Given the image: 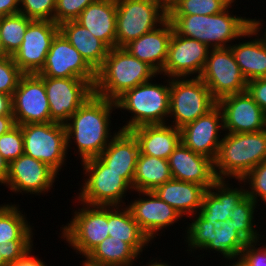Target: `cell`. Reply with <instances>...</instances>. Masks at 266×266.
<instances>
[{"mask_svg": "<svg viewBox=\"0 0 266 266\" xmlns=\"http://www.w3.org/2000/svg\"><path fill=\"white\" fill-rule=\"evenodd\" d=\"M115 109V101L91 95L64 124L67 149H71L74 142L81 161L98 157L120 131L113 132L112 136L109 128Z\"/></svg>", "mask_w": 266, "mask_h": 266, "instance_id": "cell-1", "label": "cell"}, {"mask_svg": "<svg viewBox=\"0 0 266 266\" xmlns=\"http://www.w3.org/2000/svg\"><path fill=\"white\" fill-rule=\"evenodd\" d=\"M234 2L235 0L219 14L167 15V19L178 35L198 40L209 48L230 47L235 39L252 37L251 18H243L230 12L229 8L234 6Z\"/></svg>", "mask_w": 266, "mask_h": 266, "instance_id": "cell-2", "label": "cell"}, {"mask_svg": "<svg viewBox=\"0 0 266 266\" xmlns=\"http://www.w3.org/2000/svg\"><path fill=\"white\" fill-rule=\"evenodd\" d=\"M147 63L132 56L125 48L114 47L96 72L94 94L115 101L125 91L158 77Z\"/></svg>", "mask_w": 266, "mask_h": 266, "instance_id": "cell-3", "label": "cell"}, {"mask_svg": "<svg viewBox=\"0 0 266 266\" xmlns=\"http://www.w3.org/2000/svg\"><path fill=\"white\" fill-rule=\"evenodd\" d=\"M224 133L214 161L216 178L242 180L266 160V129L254 133Z\"/></svg>", "mask_w": 266, "mask_h": 266, "instance_id": "cell-4", "label": "cell"}, {"mask_svg": "<svg viewBox=\"0 0 266 266\" xmlns=\"http://www.w3.org/2000/svg\"><path fill=\"white\" fill-rule=\"evenodd\" d=\"M157 84L152 80L125 91L116 100V109L127 110L131 117L122 131L142 125L166 124L170 112V78Z\"/></svg>", "mask_w": 266, "mask_h": 266, "instance_id": "cell-5", "label": "cell"}, {"mask_svg": "<svg viewBox=\"0 0 266 266\" xmlns=\"http://www.w3.org/2000/svg\"><path fill=\"white\" fill-rule=\"evenodd\" d=\"M81 162L83 172L85 171L83 174L87 178L81 185L78 197L76 196L78 203L102 206H122L123 204L126 206L123 200L127 192H133V188L121 177V173L108 168L98 157Z\"/></svg>", "mask_w": 266, "mask_h": 266, "instance_id": "cell-6", "label": "cell"}, {"mask_svg": "<svg viewBox=\"0 0 266 266\" xmlns=\"http://www.w3.org/2000/svg\"><path fill=\"white\" fill-rule=\"evenodd\" d=\"M217 105L206 84L199 77L170 78V125L181 129L207 114Z\"/></svg>", "mask_w": 266, "mask_h": 266, "instance_id": "cell-7", "label": "cell"}, {"mask_svg": "<svg viewBox=\"0 0 266 266\" xmlns=\"http://www.w3.org/2000/svg\"><path fill=\"white\" fill-rule=\"evenodd\" d=\"M116 47L124 48L131 41L160 26L167 19V10L154 0H116Z\"/></svg>", "mask_w": 266, "mask_h": 266, "instance_id": "cell-8", "label": "cell"}, {"mask_svg": "<svg viewBox=\"0 0 266 266\" xmlns=\"http://www.w3.org/2000/svg\"><path fill=\"white\" fill-rule=\"evenodd\" d=\"M75 210L70 222L62 225L61 236L78 255L86 257L109 237L108 206L88 205ZM64 226V227H63Z\"/></svg>", "mask_w": 266, "mask_h": 266, "instance_id": "cell-9", "label": "cell"}, {"mask_svg": "<svg viewBox=\"0 0 266 266\" xmlns=\"http://www.w3.org/2000/svg\"><path fill=\"white\" fill-rule=\"evenodd\" d=\"M24 140V154L42 161L58 175L67 160L64 124L57 122L19 125Z\"/></svg>", "mask_w": 266, "mask_h": 266, "instance_id": "cell-10", "label": "cell"}, {"mask_svg": "<svg viewBox=\"0 0 266 266\" xmlns=\"http://www.w3.org/2000/svg\"><path fill=\"white\" fill-rule=\"evenodd\" d=\"M199 78L206 84L217 102L225 96L245 92L247 87V80L230 47L210 48Z\"/></svg>", "mask_w": 266, "mask_h": 266, "instance_id": "cell-11", "label": "cell"}, {"mask_svg": "<svg viewBox=\"0 0 266 266\" xmlns=\"http://www.w3.org/2000/svg\"><path fill=\"white\" fill-rule=\"evenodd\" d=\"M41 77L49 102L51 122L65 124L70 116L94 94V87L87 80Z\"/></svg>", "mask_w": 266, "mask_h": 266, "instance_id": "cell-12", "label": "cell"}, {"mask_svg": "<svg viewBox=\"0 0 266 266\" xmlns=\"http://www.w3.org/2000/svg\"><path fill=\"white\" fill-rule=\"evenodd\" d=\"M12 106L16 125L51 122L45 85L39 74L21 76L12 96Z\"/></svg>", "mask_w": 266, "mask_h": 266, "instance_id": "cell-13", "label": "cell"}, {"mask_svg": "<svg viewBox=\"0 0 266 266\" xmlns=\"http://www.w3.org/2000/svg\"><path fill=\"white\" fill-rule=\"evenodd\" d=\"M209 50L206 44L173 31L168 45L167 59L160 75L168 78L200 77Z\"/></svg>", "mask_w": 266, "mask_h": 266, "instance_id": "cell-14", "label": "cell"}, {"mask_svg": "<svg viewBox=\"0 0 266 266\" xmlns=\"http://www.w3.org/2000/svg\"><path fill=\"white\" fill-rule=\"evenodd\" d=\"M58 33L59 25L53 21L33 20L28 25L20 48L12 56L24 74H37L43 68L52 41Z\"/></svg>", "mask_w": 266, "mask_h": 266, "instance_id": "cell-15", "label": "cell"}, {"mask_svg": "<svg viewBox=\"0 0 266 266\" xmlns=\"http://www.w3.org/2000/svg\"><path fill=\"white\" fill-rule=\"evenodd\" d=\"M37 74L52 78H80L93 87L96 82V72L60 32L53 39L45 64Z\"/></svg>", "mask_w": 266, "mask_h": 266, "instance_id": "cell-16", "label": "cell"}, {"mask_svg": "<svg viewBox=\"0 0 266 266\" xmlns=\"http://www.w3.org/2000/svg\"><path fill=\"white\" fill-rule=\"evenodd\" d=\"M57 175L42 161L22 154L9 163V172L4 185L16 194L20 192L22 195L23 193L45 195L53 188Z\"/></svg>", "mask_w": 266, "mask_h": 266, "instance_id": "cell-17", "label": "cell"}, {"mask_svg": "<svg viewBox=\"0 0 266 266\" xmlns=\"http://www.w3.org/2000/svg\"><path fill=\"white\" fill-rule=\"evenodd\" d=\"M217 105L222 110L227 133H254L266 129V113L247 91L225 96Z\"/></svg>", "mask_w": 266, "mask_h": 266, "instance_id": "cell-18", "label": "cell"}, {"mask_svg": "<svg viewBox=\"0 0 266 266\" xmlns=\"http://www.w3.org/2000/svg\"><path fill=\"white\" fill-rule=\"evenodd\" d=\"M223 129V113L216 105L207 114L180 129L181 142L193 152L215 161L222 141L220 131H224Z\"/></svg>", "mask_w": 266, "mask_h": 266, "instance_id": "cell-19", "label": "cell"}, {"mask_svg": "<svg viewBox=\"0 0 266 266\" xmlns=\"http://www.w3.org/2000/svg\"><path fill=\"white\" fill-rule=\"evenodd\" d=\"M138 193L139 198L133 199L127 207L140 229L151 241L160 236L158 232L182 219L173 207L161 200L153 191Z\"/></svg>", "mask_w": 266, "mask_h": 266, "instance_id": "cell-20", "label": "cell"}, {"mask_svg": "<svg viewBox=\"0 0 266 266\" xmlns=\"http://www.w3.org/2000/svg\"><path fill=\"white\" fill-rule=\"evenodd\" d=\"M172 179L196 183L207 190L218 180L214 171V161L193 152L182 142L168 158Z\"/></svg>", "mask_w": 266, "mask_h": 266, "instance_id": "cell-21", "label": "cell"}, {"mask_svg": "<svg viewBox=\"0 0 266 266\" xmlns=\"http://www.w3.org/2000/svg\"><path fill=\"white\" fill-rule=\"evenodd\" d=\"M228 182L218 179L204 193L202 206L198 212L204 220L214 225V229H221L223 222L233 214V209L247 197L245 183L240 188H234L233 184Z\"/></svg>", "mask_w": 266, "mask_h": 266, "instance_id": "cell-22", "label": "cell"}, {"mask_svg": "<svg viewBox=\"0 0 266 266\" xmlns=\"http://www.w3.org/2000/svg\"><path fill=\"white\" fill-rule=\"evenodd\" d=\"M173 31L172 23L166 19L156 29L131 41L124 48L160 74L167 59L168 45Z\"/></svg>", "mask_w": 266, "mask_h": 266, "instance_id": "cell-23", "label": "cell"}, {"mask_svg": "<svg viewBox=\"0 0 266 266\" xmlns=\"http://www.w3.org/2000/svg\"><path fill=\"white\" fill-rule=\"evenodd\" d=\"M139 144L130 131L120 130L98 158L111 170L121 173L133 188Z\"/></svg>", "mask_w": 266, "mask_h": 266, "instance_id": "cell-24", "label": "cell"}, {"mask_svg": "<svg viewBox=\"0 0 266 266\" xmlns=\"http://www.w3.org/2000/svg\"><path fill=\"white\" fill-rule=\"evenodd\" d=\"M130 132L137 139L141 154L168 160L181 142V132L170 123L142 125Z\"/></svg>", "mask_w": 266, "mask_h": 266, "instance_id": "cell-25", "label": "cell"}, {"mask_svg": "<svg viewBox=\"0 0 266 266\" xmlns=\"http://www.w3.org/2000/svg\"><path fill=\"white\" fill-rule=\"evenodd\" d=\"M116 13V0H96L75 21L111 49L116 47Z\"/></svg>", "mask_w": 266, "mask_h": 266, "instance_id": "cell-26", "label": "cell"}, {"mask_svg": "<svg viewBox=\"0 0 266 266\" xmlns=\"http://www.w3.org/2000/svg\"><path fill=\"white\" fill-rule=\"evenodd\" d=\"M207 189L196 183L171 179L158 186L153 192L168 205L173 207L181 217L198 213L204 193Z\"/></svg>", "mask_w": 266, "mask_h": 266, "instance_id": "cell-27", "label": "cell"}, {"mask_svg": "<svg viewBox=\"0 0 266 266\" xmlns=\"http://www.w3.org/2000/svg\"><path fill=\"white\" fill-rule=\"evenodd\" d=\"M59 32L95 72L101 68L110 49L102 40L76 21L63 22L59 25Z\"/></svg>", "mask_w": 266, "mask_h": 266, "instance_id": "cell-28", "label": "cell"}, {"mask_svg": "<svg viewBox=\"0 0 266 266\" xmlns=\"http://www.w3.org/2000/svg\"><path fill=\"white\" fill-rule=\"evenodd\" d=\"M108 225L109 236L128 243L139 255L151 242L127 206H108Z\"/></svg>", "mask_w": 266, "mask_h": 266, "instance_id": "cell-29", "label": "cell"}, {"mask_svg": "<svg viewBox=\"0 0 266 266\" xmlns=\"http://www.w3.org/2000/svg\"><path fill=\"white\" fill-rule=\"evenodd\" d=\"M252 36L246 42L232 44L230 49L240 70L247 81L266 77V46L257 33L252 30ZM252 39V40H251Z\"/></svg>", "mask_w": 266, "mask_h": 266, "instance_id": "cell-30", "label": "cell"}, {"mask_svg": "<svg viewBox=\"0 0 266 266\" xmlns=\"http://www.w3.org/2000/svg\"><path fill=\"white\" fill-rule=\"evenodd\" d=\"M171 179L168 160L139 152L133 179V192L154 191Z\"/></svg>", "mask_w": 266, "mask_h": 266, "instance_id": "cell-31", "label": "cell"}, {"mask_svg": "<svg viewBox=\"0 0 266 266\" xmlns=\"http://www.w3.org/2000/svg\"><path fill=\"white\" fill-rule=\"evenodd\" d=\"M140 255L126 242L107 237L84 259L94 266H132Z\"/></svg>", "mask_w": 266, "mask_h": 266, "instance_id": "cell-32", "label": "cell"}, {"mask_svg": "<svg viewBox=\"0 0 266 266\" xmlns=\"http://www.w3.org/2000/svg\"><path fill=\"white\" fill-rule=\"evenodd\" d=\"M4 204V205H3ZM0 205V244L11 240H33V226L28 223L19 205Z\"/></svg>", "mask_w": 266, "mask_h": 266, "instance_id": "cell-33", "label": "cell"}, {"mask_svg": "<svg viewBox=\"0 0 266 266\" xmlns=\"http://www.w3.org/2000/svg\"><path fill=\"white\" fill-rule=\"evenodd\" d=\"M245 240L230 224V220H226L222 224L221 229H215L210 241L203 249L220 253L222 257L227 259L229 263L232 260H237L242 249L246 246Z\"/></svg>", "mask_w": 266, "mask_h": 266, "instance_id": "cell-34", "label": "cell"}, {"mask_svg": "<svg viewBox=\"0 0 266 266\" xmlns=\"http://www.w3.org/2000/svg\"><path fill=\"white\" fill-rule=\"evenodd\" d=\"M24 14L17 13L0 18V36L5 52L9 56L20 48L28 25L32 22Z\"/></svg>", "mask_w": 266, "mask_h": 266, "instance_id": "cell-35", "label": "cell"}, {"mask_svg": "<svg viewBox=\"0 0 266 266\" xmlns=\"http://www.w3.org/2000/svg\"><path fill=\"white\" fill-rule=\"evenodd\" d=\"M256 208V202L251 198L246 197L233 209V214L229 215L230 224L248 242L257 240L262 241L261 239L264 237V234L262 236L259 234L258 229H255L257 227L254 219Z\"/></svg>", "mask_w": 266, "mask_h": 266, "instance_id": "cell-36", "label": "cell"}, {"mask_svg": "<svg viewBox=\"0 0 266 266\" xmlns=\"http://www.w3.org/2000/svg\"><path fill=\"white\" fill-rule=\"evenodd\" d=\"M234 0H176L167 15H213L225 10Z\"/></svg>", "mask_w": 266, "mask_h": 266, "instance_id": "cell-37", "label": "cell"}, {"mask_svg": "<svg viewBox=\"0 0 266 266\" xmlns=\"http://www.w3.org/2000/svg\"><path fill=\"white\" fill-rule=\"evenodd\" d=\"M195 217V218H194ZM192 223L187 224L185 232V242L190 248L187 251L193 253L195 250H203V248L212 241V235L214 232V225L209 221L204 220L198 213L192 215Z\"/></svg>", "mask_w": 266, "mask_h": 266, "instance_id": "cell-38", "label": "cell"}, {"mask_svg": "<svg viewBox=\"0 0 266 266\" xmlns=\"http://www.w3.org/2000/svg\"><path fill=\"white\" fill-rule=\"evenodd\" d=\"M238 183H245L248 186L247 197L258 206V201L262 200L266 206V160L255 166L242 180H238Z\"/></svg>", "mask_w": 266, "mask_h": 266, "instance_id": "cell-39", "label": "cell"}, {"mask_svg": "<svg viewBox=\"0 0 266 266\" xmlns=\"http://www.w3.org/2000/svg\"><path fill=\"white\" fill-rule=\"evenodd\" d=\"M56 0H19V13L31 20L53 21Z\"/></svg>", "mask_w": 266, "mask_h": 266, "instance_id": "cell-40", "label": "cell"}, {"mask_svg": "<svg viewBox=\"0 0 266 266\" xmlns=\"http://www.w3.org/2000/svg\"><path fill=\"white\" fill-rule=\"evenodd\" d=\"M0 154L10 163L24 154V140L19 125L0 136Z\"/></svg>", "mask_w": 266, "mask_h": 266, "instance_id": "cell-41", "label": "cell"}, {"mask_svg": "<svg viewBox=\"0 0 266 266\" xmlns=\"http://www.w3.org/2000/svg\"><path fill=\"white\" fill-rule=\"evenodd\" d=\"M23 74L12 56L0 58V93L13 96Z\"/></svg>", "mask_w": 266, "mask_h": 266, "instance_id": "cell-42", "label": "cell"}, {"mask_svg": "<svg viewBox=\"0 0 266 266\" xmlns=\"http://www.w3.org/2000/svg\"><path fill=\"white\" fill-rule=\"evenodd\" d=\"M96 0H56L54 22L58 25L75 21L81 12Z\"/></svg>", "mask_w": 266, "mask_h": 266, "instance_id": "cell-43", "label": "cell"}, {"mask_svg": "<svg viewBox=\"0 0 266 266\" xmlns=\"http://www.w3.org/2000/svg\"><path fill=\"white\" fill-rule=\"evenodd\" d=\"M257 241L247 242L246 246L242 249L238 261L243 266H266V246ZM256 246V247H255Z\"/></svg>", "mask_w": 266, "mask_h": 266, "instance_id": "cell-44", "label": "cell"}, {"mask_svg": "<svg viewBox=\"0 0 266 266\" xmlns=\"http://www.w3.org/2000/svg\"><path fill=\"white\" fill-rule=\"evenodd\" d=\"M33 248V240H11L0 244V253L7 263H14L21 259Z\"/></svg>", "mask_w": 266, "mask_h": 266, "instance_id": "cell-45", "label": "cell"}, {"mask_svg": "<svg viewBox=\"0 0 266 266\" xmlns=\"http://www.w3.org/2000/svg\"><path fill=\"white\" fill-rule=\"evenodd\" d=\"M246 91L266 113V77L247 81Z\"/></svg>", "mask_w": 266, "mask_h": 266, "instance_id": "cell-46", "label": "cell"}, {"mask_svg": "<svg viewBox=\"0 0 266 266\" xmlns=\"http://www.w3.org/2000/svg\"><path fill=\"white\" fill-rule=\"evenodd\" d=\"M26 253L21 259L16 260L14 263L8 264V266H47L43 260L37 258L31 251Z\"/></svg>", "mask_w": 266, "mask_h": 266, "instance_id": "cell-47", "label": "cell"}, {"mask_svg": "<svg viewBox=\"0 0 266 266\" xmlns=\"http://www.w3.org/2000/svg\"><path fill=\"white\" fill-rule=\"evenodd\" d=\"M19 13V0H0V18Z\"/></svg>", "mask_w": 266, "mask_h": 266, "instance_id": "cell-48", "label": "cell"}, {"mask_svg": "<svg viewBox=\"0 0 266 266\" xmlns=\"http://www.w3.org/2000/svg\"><path fill=\"white\" fill-rule=\"evenodd\" d=\"M13 115L12 96L0 93V116Z\"/></svg>", "mask_w": 266, "mask_h": 266, "instance_id": "cell-49", "label": "cell"}, {"mask_svg": "<svg viewBox=\"0 0 266 266\" xmlns=\"http://www.w3.org/2000/svg\"><path fill=\"white\" fill-rule=\"evenodd\" d=\"M16 126L13 115H1L0 116V136L9 132Z\"/></svg>", "mask_w": 266, "mask_h": 266, "instance_id": "cell-50", "label": "cell"}, {"mask_svg": "<svg viewBox=\"0 0 266 266\" xmlns=\"http://www.w3.org/2000/svg\"><path fill=\"white\" fill-rule=\"evenodd\" d=\"M263 19L261 20H257L256 17L254 19H251L250 20V28L257 33V35L260 36V38L262 39V41L264 42L265 46H266V28H265V31H264V34H262V36L260 35V33L263 31L261 30V28L263 27ZM261 30V31H260ZM259 33V34H258Z\"/></svg>", "mask_w": 266, "mask_h": 266, "instance_id": "cell-51", "label": "cell"}, {"mask_svg": "<svg viewBox=\"0 0 266 266\" xmlns=\"http://www.w3.org/2000/svg\"><path fill=\"white\" fill-rule=\"evenodd\" d=\"M9 172V162L0 154V185L4 184Z\"/></svg>", "mask_w": 266, "mask_h": 266, "instance_id": "cell-52", "label": "cell"}, {"mask_svg": "<svg viewBox=\"0 0 266 266\" xmlns=\"http://www.w3.org/2000/svg\"><path fill=\"white\" fill-rule=\"evenodd\" d=\"M159 2L166 10L176 1V0H154Z\"/></svg>", "mask_w": 266, "mask_h": 266, "instance_id": "cell-53", "label": "cell"}, {"mask_svg": "<svg viewBox=\"0 0 266 266\" xmlns=\"http://www.w3.org/2000/svg\"><path fill=\"white\" fill-rule=\"evenodd\" d=\"M155 259L151 260V262L149 261L148 264L146 265H143V266H171V265H168V263H165V262H158L157 258L156 260L154 261Z\"/></svg>", "mask_w": 266, "mask_h": 266, "instance_id": "cell-54", "label": "cell"}, {"mask_svg": "<svg viewBox=\"0 0 266 266\" xmlns=\"http://www.w3.org/2000/svg\"><path fill=\"white\" fill-rule=\"evenodd\" d=\"M7 56H9V55L5 52V49L2 45L1 36H0V58H4Z\"/></svg>", "mask_w": 266, "mask_h": 266, "instance_id": "cell-55", "label": "cell"}, {"mask_svg": "<svg viewBox=\"0 0 266 266\" xmlns=\"http://www.w3.org/2000/svg\"><path fill=\"white\" fill-rule=\"evenodd\" d=\"M236 260L233 261V263H230L232 265H227L225 264L226 266H243L238 260L235 262Z\"/></svg>", "mask_w": 266, "mask_h": 266, "instance_id": "cell-56", "label": "cell"}, {"mask_svg": "<svg viewBox=\"0 0 266 266\" xmlns=\"http://www.w3.org/2000/svg\"><path fill=\"white\" fill-rule=\"evenodd\" d=\"M0 266H8V264L3 260L1 253H0Z\"/></svg>", "mask_w": 266, "mask_h": 266, "instance_id": "cell-57", "label": "cell"}, {"mask_svg": "<svg viewBox=\"0 0 266 266\" xmlns=\"http://www.w3.org/2000/svg\"><path fill=\"white\" fill-rule=\"evenodd\" d=\"M83 263H82V266H94V265H91V264H89V263H87V262H85V261H82Z\"/></svg>", "mask_w": 266, "mask_h": 266, "instance_id": "cell-58", "label": "cell"}]
</instances>
